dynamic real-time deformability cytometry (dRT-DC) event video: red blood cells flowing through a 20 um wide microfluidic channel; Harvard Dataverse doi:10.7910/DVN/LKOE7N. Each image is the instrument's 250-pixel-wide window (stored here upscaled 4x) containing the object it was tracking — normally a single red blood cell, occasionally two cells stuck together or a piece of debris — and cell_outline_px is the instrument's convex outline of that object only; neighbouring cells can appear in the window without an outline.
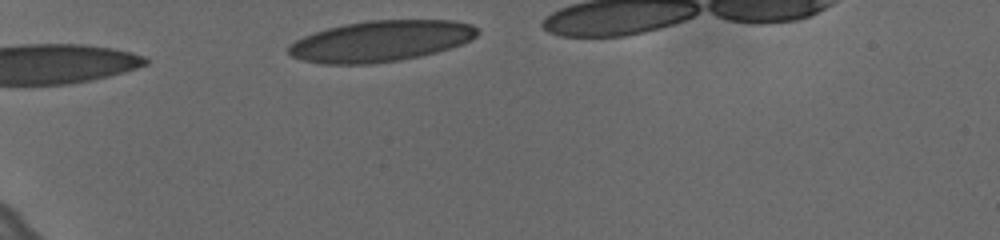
{"species": "human", "species_latin": "Homo sapiens", "temperature_condition": "cold", "stored_images_in_passage": 4, "camera_frame_rate_fps": 3000, "um_per_image_px": 0.085, "donor": {"sex": "female"}, "frame": {"image": 1, "passage_image": 1, "time_ms": 0.0, "image_size_px": [1000, 240], "cell_outline_px": [[480, 32], [472, 40], [436, 52], [420, 56], [400, 60], [372, 64], [320, 64], [300, 60], [292, 56], [288, 52], [288, 44], [304, 36], [328, 28], [344, 24], [368, 20], [452, 20], [472, 24]], "centroid_in_image_um": [32.35, 3.5], "position_along_channel_um": 52.7, "area_um2": 45.2}}
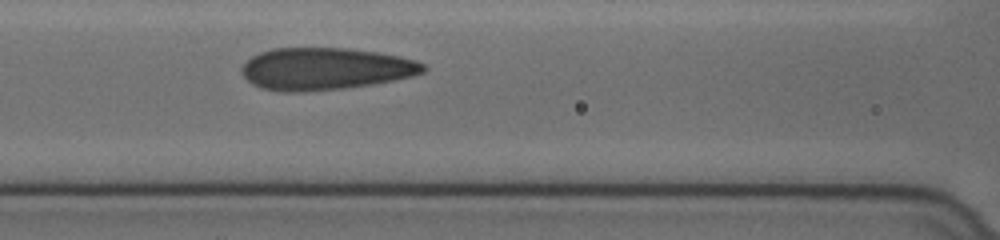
{"frame": {"image": 2, "passage_image": 4, "time_ms": 1.0, "image_size_px": [1000, 240], "cell_outline_px": [[428, 68], [424, 72], [412, 76], [372, 84], [340, 88], [292, 92], [288, 92], [264, 88], [252, 84], [240, 72], [240, 68], [252, 56], [260, 52], [272, 48], [348, 48], [376, 52], [400, 56], [416, 60], [424, 64]], "centroid_in_image_um": [27.65, 5.83], "position_along_channel_um": 138.9, "area_um2": 44.27}}